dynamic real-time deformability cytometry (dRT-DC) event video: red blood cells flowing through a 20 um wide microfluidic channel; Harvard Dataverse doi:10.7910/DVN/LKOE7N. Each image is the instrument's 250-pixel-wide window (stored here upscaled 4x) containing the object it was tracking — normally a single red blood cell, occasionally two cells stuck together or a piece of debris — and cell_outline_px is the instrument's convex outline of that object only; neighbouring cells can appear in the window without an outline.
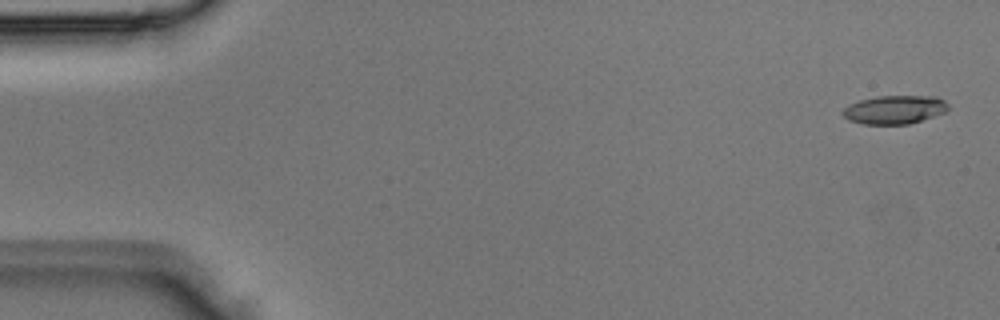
{"species": "Egyptian fruit bat (a non-hibernating species)", "species_latin": "Rousettus aegyptiacus", "temperature_condition": "room temperature", "stored_images_in_passage": 4, "camera_frame_rate_fps": 3000, "um_per_image_px": 0.085, "animal": {"sex": "male"}, "frame": {"image": 1, "passage_image": 1, "time_ms": 0.0, "image_size_px": [1000, 320], "cell_outline_px": [[948, 112], [908, 124], [860, 124], [848, 120], [840, 112], [848, 104], [860, 100], [876, 96], [936, 96], [944, 100], [948, 104]], "centroid_in_image_um": [76.03, 9.32], "position_along_channel_um": 9.0, "area_um2": 17.74}}
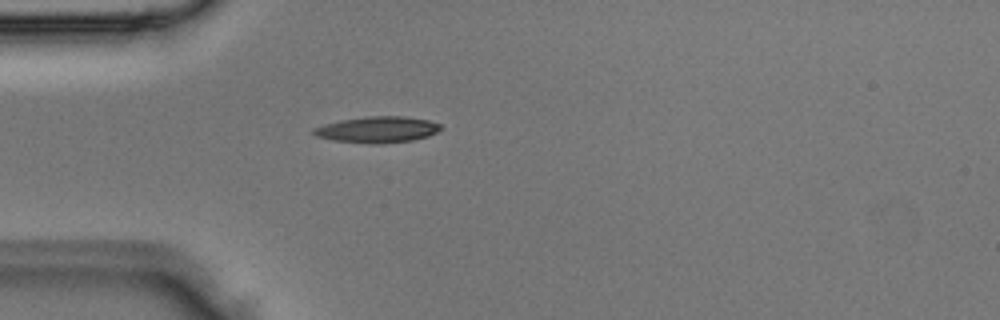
{"frame": {"image": 2, "passage_image": 4, "time_ms": 1.0, "image_size_px": [1000, 320], "cell_outline_px": [[444, 128], [428, 136], [412, 140], [380, 144], [368, 144], [332, 140], [316, 136], [312, 132], [312, 128], [324, 124], [340, 120], [368, 116], [404, 116], [428, 120], [440, 124]], "centroid_in_image_um": [32.07, 11.02], "position_along_channel_um": 52.9, "area_um2": 19.54}}